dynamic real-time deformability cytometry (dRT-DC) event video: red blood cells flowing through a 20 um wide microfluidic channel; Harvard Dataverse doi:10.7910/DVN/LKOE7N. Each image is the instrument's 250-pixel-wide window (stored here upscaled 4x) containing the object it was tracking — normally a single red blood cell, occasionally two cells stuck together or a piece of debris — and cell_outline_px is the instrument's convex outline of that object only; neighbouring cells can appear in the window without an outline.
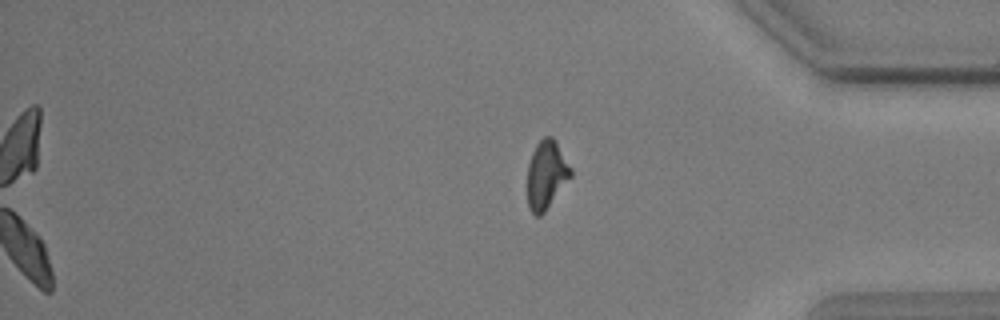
{"species": "common noctule bat (a hibernating species)", "species_latin": "Nyctalus noctula", "temperature_condition": "warm", "stored_images_in_passage": 49, "camera_frame_rate_fps": 3000, "um_per_image_px": 0.085, "animal": {"sex": "male", "body_mass_g": 17.9, "forearm_length_mm": 54.2}, "frame": {"image": 1, "passage_image": 49, "time_ms": 16.0, "image_size_px": [1000, 320], "cell_outline_px": [[572, 176], [544, 212], [540, 216], [536, 216], [528, 208], [528, 164], [532, 152], [536, 144], [544, 136], [552, 136], [556, 140], [572, 168]], "centroid_in_image_um": [46.45, 14.83], "position_along_channel_um": 388.7, "area_um2": 17.34}}